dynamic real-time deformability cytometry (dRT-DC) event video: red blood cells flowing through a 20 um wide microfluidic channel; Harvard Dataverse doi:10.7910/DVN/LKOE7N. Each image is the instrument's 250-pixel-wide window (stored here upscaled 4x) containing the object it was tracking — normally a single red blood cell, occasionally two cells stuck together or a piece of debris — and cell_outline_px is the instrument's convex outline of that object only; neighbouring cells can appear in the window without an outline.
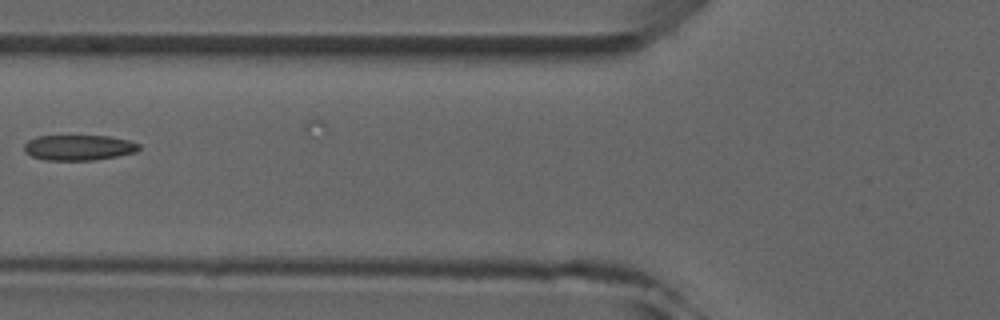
{"species": "common noctule bat (a hibernating species)", "species_latin": "Nyctalus noctula", "temperature_condition": "room temperature", "stored_images_in_passage": 7, "camera_frame_rate_fps": 3000, "um_per_image_px": 0.085, "animal": {"sex": "male", "forearm_length_mm": 52.5}, "frame": {"image": 1, "passage_image": 6, "time_ms": 6.0, "image_size_px": [1000, 320], "cell_outline_px": [[140, 148], [136, 152], [96, 160], [44, 160], [32, 156], [24, 152], [24, 144], [28, 140], [36, 136], [112, 136], [128, 140], [140, 144]], "centroid_in_image_um": [6.68, 12.54], "position_along_channel_um": 119.1, "area_um2": 17.11}}
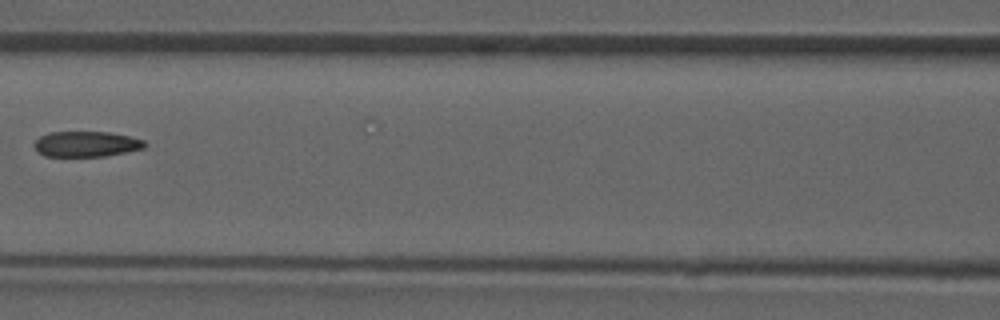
{"frame": {"image": 2, "passage_image": 7, "time_ms": 7.0, "image_size_px": [1000, 320], "cell_outline_px": [[148, 144], [144, 148], [104, 156], [44, 156], [32, 144], [40, 136], [48, 132], [108, 132], [128, 136], [144, 140]], "centroid_in_image_um": [7.33, 12.24], "position_along_channel_um": 159.3, "area_um2": 16.3}}